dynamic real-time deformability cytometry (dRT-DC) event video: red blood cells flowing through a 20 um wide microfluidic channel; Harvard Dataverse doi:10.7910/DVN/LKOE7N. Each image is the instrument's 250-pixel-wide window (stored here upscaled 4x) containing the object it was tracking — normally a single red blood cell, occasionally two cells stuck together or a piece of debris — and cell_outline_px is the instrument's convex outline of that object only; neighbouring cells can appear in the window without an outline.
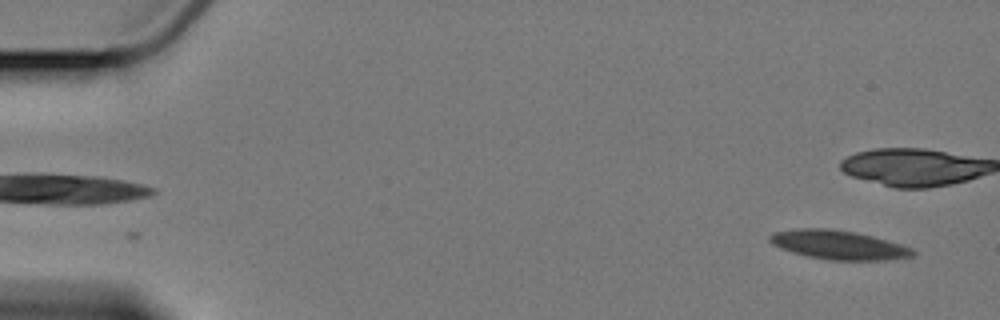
{"species": "Egyptian fruit bat (a non-hibernating species)", "species_latin": "Rousettus aegyptiacus", "temperature_condition": "cold", "stored_images_in_passage": 5, "camera_frame_rate_fps": 3000, "um_per_image_px": 0.085, "animal": {"sex": "female"}, "frame": {"image": 1, "passage_image": 1, "time_ms": 0.0, "image_size_px": [1000, 320], "cell_outline_px": [[916, 256], [884, 260], [828, 260], [808, 256], [772, 244], [768, 240], [768, 236], [772, 232], [796, 228], [832, 228], [856, 232], [872, 236], [900, 244], [912, 248], [916, 252]], "centroid_in_image_um": [71.29, 20.8], "position_along_channel_um": 13.7, "area_um2": 24.16}}